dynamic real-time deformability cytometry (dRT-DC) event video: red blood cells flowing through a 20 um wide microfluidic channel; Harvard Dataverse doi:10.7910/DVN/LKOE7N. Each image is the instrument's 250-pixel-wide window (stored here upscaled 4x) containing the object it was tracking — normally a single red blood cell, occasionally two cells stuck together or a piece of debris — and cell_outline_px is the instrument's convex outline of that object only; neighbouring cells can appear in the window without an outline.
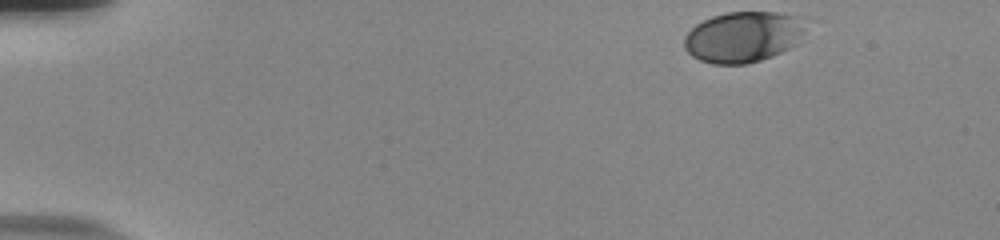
{"species": "human", "species_latin": "Homo sapiens", "temperature_condition": "room temperature", "stored_images_in_passage": 42, "camera_frame_rate_fps": 3000, "um_per_image_px": 0.085, "donor": {"sex": "male"}, "frame": {"image": 1, "passage_image": 1, "time_ms": 0.0, "image_size_px": [1000, 240], "cell_outline_px": [[804, 32], [796, 44], [772, 56], [760, 60], [744, 64], [712, 64], [700, 60], [692, 56], [684, 48], [684, 36], [696, 24], [712, 16], [728, 12], [776, 12], [800, 16]], "centroid_in_image_um": [63.13, 3.13], "position_along_channel_um": 21.9, "area_um2": 35.78}}
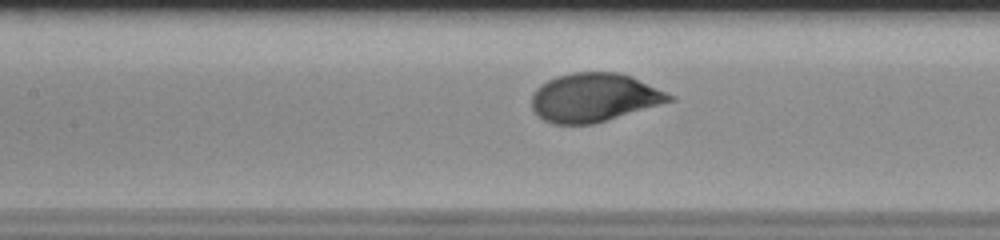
{"frame": {"image": 2, "passage_image": 21, "time_ms": 6.667, "image_size_px": [1000, 240], "cell_outline_px": [[676, 100], [592, 124], [552, 124], [544, 120], [532, 108], [532, 92], [540, 84], [556, 76], [572, 72], [616, 72], [632, 76], [676, 96]], "centroid_in_image_um": [50.51, 8.28], "position_along_channel_um": 156.9, "area_um2": 39.07}}
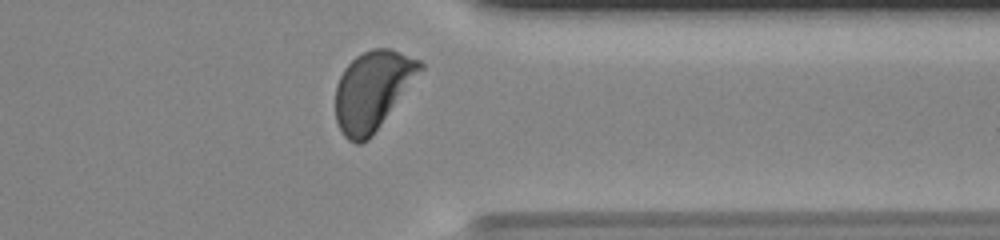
{"frame": {"image": 3, "passage_image": 39, "time_ms": 12.667, "image_size_px": [1000, 240], "cell_outline_px": [[424, 68], [372, 136], [368, 140], [360, 144], [356, 144], [348, 140], [344, 136], [336, 120], [336, 84], [344, 68], [356, 56], [372, 48], [392, 48], [420, 60], [424, 64]], "centroid_in_image_um": [31.67, 7.67], "position_along_channel_um": 379.7, "area_um2": 38.84}, "authors_computed_cell_mechanics": {"area_um2": 38.6104, "velocity_mm_per_s": 3.7611, "shape_relaxation_time_tau1_ms": 2.5398, "shape_relaxation_time_tau2_ms": null, "deformation_change_tau1": 0.1611, "deformation_change_tau2": null}}